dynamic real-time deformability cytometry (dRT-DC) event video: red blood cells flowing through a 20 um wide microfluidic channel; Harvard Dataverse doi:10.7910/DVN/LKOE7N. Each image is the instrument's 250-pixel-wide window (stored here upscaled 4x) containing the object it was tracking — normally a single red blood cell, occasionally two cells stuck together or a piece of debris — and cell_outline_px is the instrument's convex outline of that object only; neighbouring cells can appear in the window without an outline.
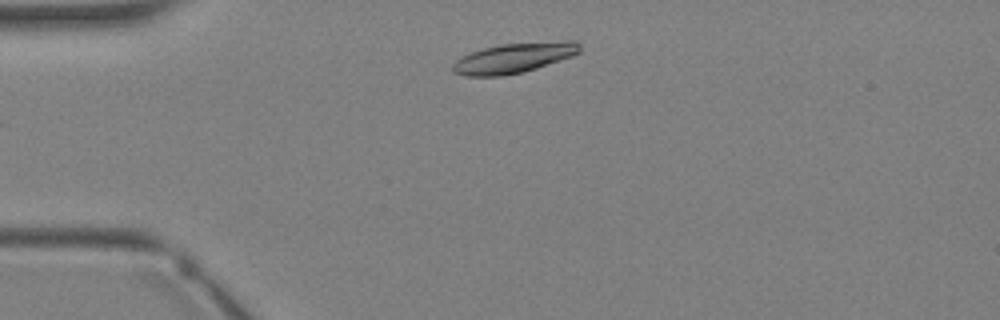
{"species": "Egyptian fruit bat (a non-hibernating species)", "species_latin": "Rousettus aegyptiacus", "temperature_condition": "warm", "stored_images_in_passage": 4, "camera_frame_rate_fps": 3000, "um_per_image_px": 0.085, "animal": {"sex": "female"}, "frame": {"image": 1, "passage_image": 4, "time_ms": 4.333, "image_size_px": [1000, 320], "cell_outline_px": [[580, 52], [572, 56], [524, 72], [504, 76], [464, 76], [452, 72], [452, 64], [456, 60], [472, 52], [484, 48], [504, 44], [564, 40], [576, 40], [580, 44]], "centroid_in_image_um": [43.7, 4.93], "position_along_channel_um": 41.3, "area_um2": 22.25}}